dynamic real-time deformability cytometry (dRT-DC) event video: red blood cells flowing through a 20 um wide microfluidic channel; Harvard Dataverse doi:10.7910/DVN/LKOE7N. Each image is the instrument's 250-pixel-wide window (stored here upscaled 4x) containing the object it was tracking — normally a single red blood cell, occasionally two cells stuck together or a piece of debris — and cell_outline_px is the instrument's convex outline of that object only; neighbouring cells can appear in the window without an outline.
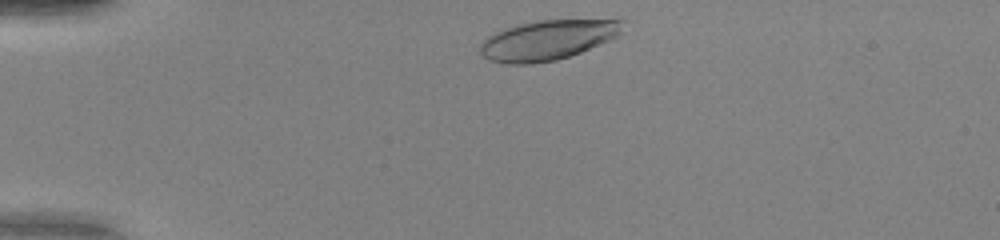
{"species": "human", "species_latin": "Homo sapiens", "temperature_condition": "warm", "stored_images_in_passage": 33, "camera_frame_rate_fps": 3000, "um_per_image_px": 0.085, "donor": {"sex": "female"}, "frame": {"image": 1, "passage_image": 1, "time_ms": 0.0, "image_size_px": [1000, 240], "cell_outline_px": [[624, 20], [620, 32], [616, 36], [608, 40], [580, 52], [556, 60], [532, 64], [504, 64], [488, 60], [480, 52], [480, 44], [488, 36], [504, 28], [516, 24], [536, 20], [620, 16]], "centroid_in_image_um": [46.62, 3.34], "position_along_channel_um": 38.4, "area_um2": 34.16}}
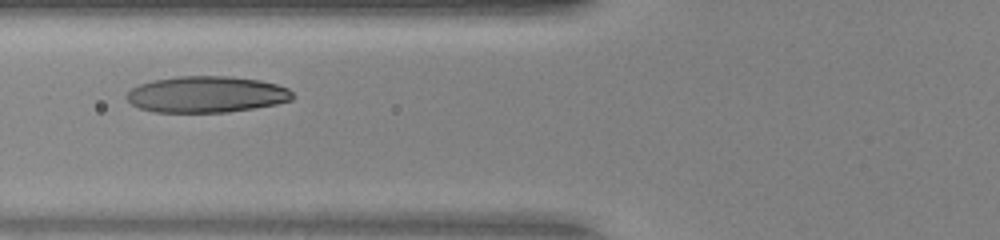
{"frame": {"image": 2, "passage_image": 10, "time_ms": 3.0, "image_size_px": [1000, 240], "cell_outline_px": [[296, 96], [292, 100], [276, 104], [228, 112], [152, 112], [140, 108], [132, 104], [124, 96], [132, 88], [140, 84], [152, 80], [176, 76], [228, 76], [260, 80], [276, 84], [288, 88]], "centroid_in_image_um": [17.55, 8.02], "position_along_channel_um": 108.2, "area_um2": 35.26}}
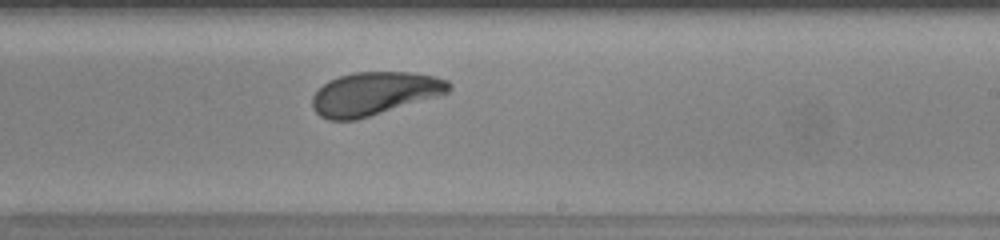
{"frame": {"image": 3, "passage_image": 21, "time_ms": 6.667, "image_size_px": [1000, 240], "cell_outline_px": [[452, 88], [448, 92], [436, 96], [356, 120], [328, 120], [320, 116], [312, 108], [312, 96], [328, 80], [340, 76], [356, 72], [412, 72], [436, 76], [448, 80], [452, 84]], "centroid_in_image_um": [31.82, 7.94], "position_along_channel_um": 257.2, "area_um2": 34.16}, "authors_computed_cell_mechanics": {"area_um2": 34.7378, "velocity_mm_per_s": 4.0683, "shape_relaxation_time_tau1_ms": 2.3338, "shape_relaxation_time_tau2_ms": 3.8636, "deformation_change_tau1": 0.121, "deformation_change_tau2": 0.1174}}